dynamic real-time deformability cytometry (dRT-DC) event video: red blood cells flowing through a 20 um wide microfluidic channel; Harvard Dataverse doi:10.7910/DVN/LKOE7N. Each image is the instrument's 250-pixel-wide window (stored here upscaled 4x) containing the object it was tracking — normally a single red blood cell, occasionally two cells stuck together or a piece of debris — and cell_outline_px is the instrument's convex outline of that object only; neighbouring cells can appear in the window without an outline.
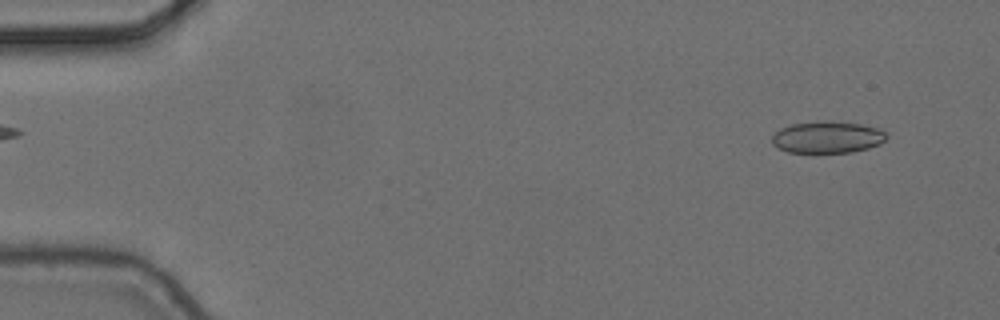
{"species": "common noctule bat (a hibernating species)", "species_latin": "Nyctalus noctula", "temperature_condition": "cold", "stored_images_in_passage": 5, "camera_frame_rate_fps": 3000, "um_per_image_px": 0.085, "animal": {"sex": "female", "body_mass_g": 24.6, "forearm_length_mm": 56.2}, "frame": {"image": 1, "passage_image": 1, "time_ms": 0.0, "image_size_px": [1000, 320], "cell_outline_px": [[888, 136], [880, 144], [868, 148], [852, 152], [788, 152], [772, 144], [772, 136], [780, 128], [792, 124], [828, 120], [860, 124], [880, 128]], "centroid_in_image_um": [70.34, 11.65], "position_along_channel_um": 14.7, "area_um2": 21.15}}
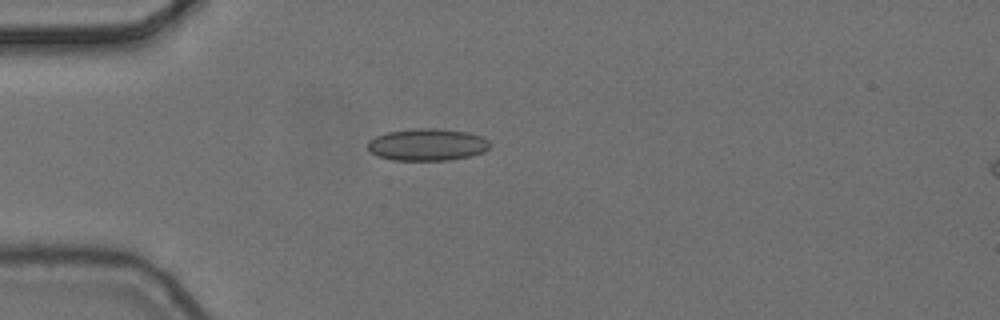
{"frame": {"image": 2, "passage_image": 4, "time_ms": 1.0, "image_size_px": [1000, 320], "cell_outline_px": [[488, 148], [484, 152], [468, 156], [448, 160], [392, 160], [380, 156], [372, 152], [368, 148], [368, 140], [376, 136], [388, 132], [416, 128], [436, 128], [468, 132], [480, 136], [488, 140]], "centroid_in_image_um": [36.31, 12.29], "position_along_channel_um": 48.7, "area_um2": 22.6}}